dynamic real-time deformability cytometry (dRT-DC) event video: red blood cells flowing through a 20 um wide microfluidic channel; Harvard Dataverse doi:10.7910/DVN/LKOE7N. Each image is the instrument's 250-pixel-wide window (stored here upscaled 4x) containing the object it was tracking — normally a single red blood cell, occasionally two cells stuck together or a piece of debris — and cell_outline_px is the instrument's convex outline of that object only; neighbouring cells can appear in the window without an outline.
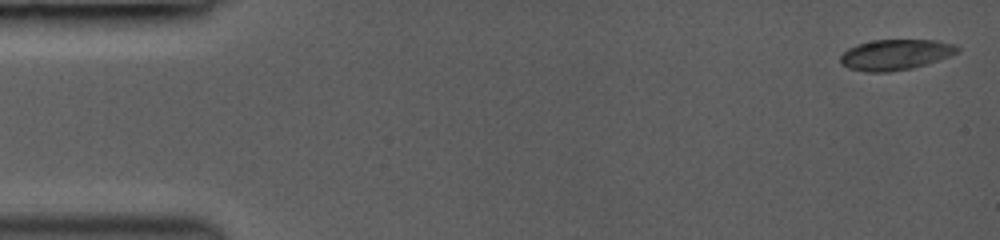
{"species": "common noctule bat (a hibernating species)", "species_latin": "Nyctalus noctula", "temperature_condition": "room temperature", "stored_images_in_passage": 33, "camera_frame_rate_fps": 3000, "um_per_image_px": 0.085, "animal": {"sex": "female", "body_mass_g": 19.0, "forearm_length_mm": 53.3}, "frame": {"image": 1, "passage_image": 1, "time_ms": 0.0, "image_size_px": [1000, 240], "cell_outline_px": [[960, 52], [912, 68], [888, 72], [864, 72], [848, 68], [840, 64], [840, 56], [848, 48], [856, 44], [872, 40], [936, 40], [956, 44], [960, 48]], "centroid_in_image_um": [76.08, 4.64], "position_along_channel_um": 8.9, "area_um2": 20.92}}
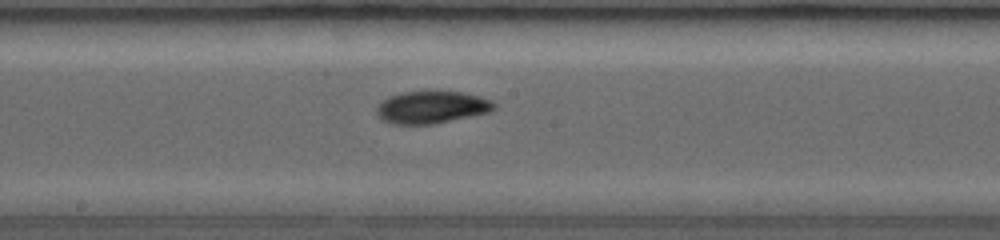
{"frame": {"image": 2, "passage_image": 19, "time_ms": 8.0, "image_size_px": [1000, 240], "cell_outline_px": [[496, 108], [492, 112], [432, 124], [392, 124], [380, 120], [376, 112], [376, 108], [388, 96], [404, 92], [460, 92], [480, 96], [492, 100], [496, 104]], "centroid_in_image_um": [36.71, 9.13], "position_along_channel_um": 211.5, "area_um2": 22.14}}
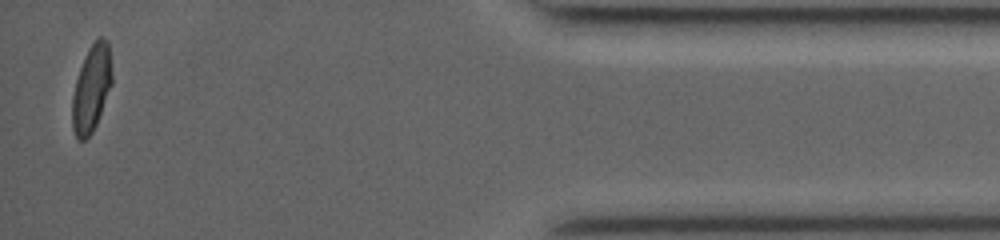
{"frame": {"image": 3, "passage_image": 33, "time_ms": 14.333, "image_size_px": [1000, 240], "cell_outline_px": [[112, 84], [96, 124], [92, 132], [84, 140], [76, 140], [72, 128], [72, 96], [76, 80], [84, 56], [88, 48], [100, 36], [104, 36], [108, 40], [112, 76]], "centroid_in_image_um": [7.77, 7.51], "position_along_channel_um": 427.4, "area_um2": 20.11}, "authors_computed_cell_mechanics": {"area_um2": 21.6172, "velocity_mm_per_s": 4.2577, "shape_relaxation_time_tau1_ms": 5.9008, "shape_relaxation_time_tau2_ms": 1.4888, "deformation_change_tau1": 0.1816, "deformation_change_tau2": 0.0399}}